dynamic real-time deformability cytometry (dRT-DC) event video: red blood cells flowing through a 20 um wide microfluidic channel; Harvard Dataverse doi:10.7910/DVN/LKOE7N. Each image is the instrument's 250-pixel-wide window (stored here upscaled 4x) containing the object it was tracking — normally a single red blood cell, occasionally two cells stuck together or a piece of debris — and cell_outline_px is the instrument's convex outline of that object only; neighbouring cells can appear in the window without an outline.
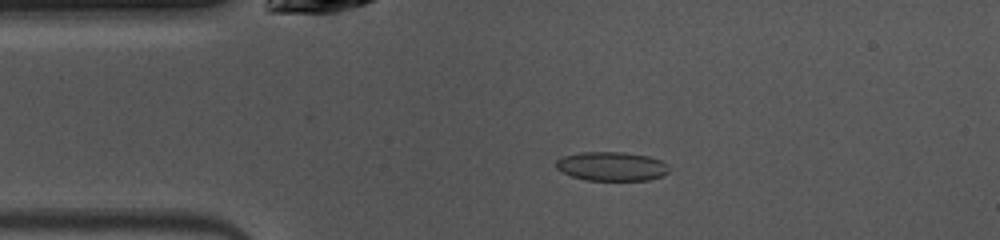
{"species": "common noctule bat (a hibernating species)", "species_latin": "Nyctalus noctula", "temperature_condition": "warm", "stored_images_in_passage": 47, "camera_frame_rate_fps": 3000, "um_per_image_px": 0.085, "animal": {"sex": "female", "body_mass_g": 10.0, "forearm_length_mm": 53.1}, "frame": {"image": 1, "passage_image": 8, "time_ms": 2.333, "image_size_px": [1000, 240], "cell_outline_px": [[668, 172], [664, 176], [648, 180], [584, 180], [560, 172], [556, 168], [556, 160], [564, 156], [580, 152], [624, 152], [648, 156], [660, 160], [668, 168]], "centroid_in_image_um": [51.96, 14.14], "position_along_channel_um": 33.0, "area_um2": 19.13}}
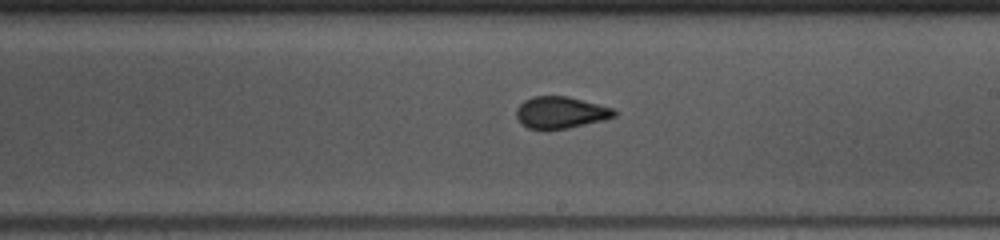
{"frame": {"image": 2, "passage_image": 25, "time_ms": 8.0, "image_size_px": [1000, 240], "cell_outline_px": [[616, 116], [604, 120], [568, 128], [544, 132], [528, 128], [520, 124], [516, 116], [516, 108], [524, 100], [532, 96], [568, 96], [612, 108], [616, 112]], "centroid_in_image_um": [47.59, 9.59], "position_along_channel_um": 241.4, "area_um2": 18.55}}
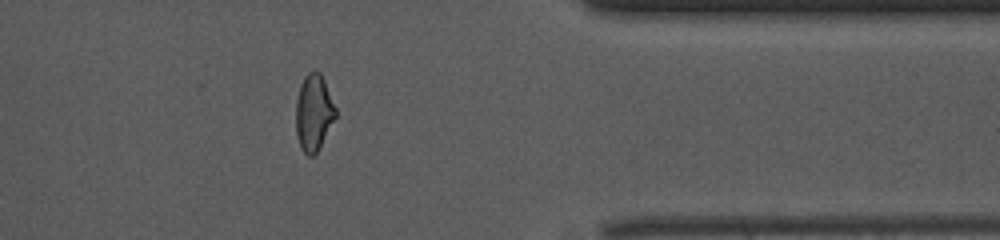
{"frame": {"image": 3, "passage_image": 37, "time_ms": 12.0, "image_size_px": [1000, 240], "cell_outline_px": [[336, 116], [316, 152], [312, 156], [308, 156], [300, 148], [296, 136], [296, 100], [300, 84], [304, 76], [308, 72], [320, 72], [324, 80], [336, 108]], "centroid_in_image_um": [26.64, 9.56], "position_along_channel_um": 384.8, "area_um2": 17.51}, "authors_computed_cell_mechanics": {"area_um2": 18.5538, "velocity_mm_per_s": 4.0484, "shape_relaxation_time_tau1_ms": 5.437, "shape_relaxation_time_tau2_ms": 0.9928, "deformation_change_tau1": 0.1446, "deformation_change_tau2": 0.0513}}